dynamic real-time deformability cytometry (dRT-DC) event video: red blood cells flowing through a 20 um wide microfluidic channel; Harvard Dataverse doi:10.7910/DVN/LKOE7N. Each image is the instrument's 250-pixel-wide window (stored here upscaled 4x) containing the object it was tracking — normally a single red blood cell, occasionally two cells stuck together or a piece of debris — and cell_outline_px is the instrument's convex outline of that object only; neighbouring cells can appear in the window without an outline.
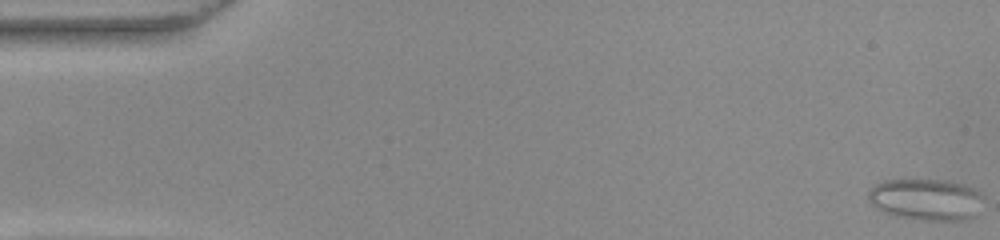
{"species": "common noctule bat (a hibernating species)", "species_latin": "Nyctalus noctula", "temperature_condition": "warm", "stored_images_in_passage": 53, "camera_frame_rate_fps": 3000, "um_per_image_px": 0.085, "animal": {"sex": "female", "body_mass_g": 22.0, "forearm_length_mm": 56.7}, "frame": {"image": 1, "passage_image": 1, "time_ms": 0.0, "image_size_px": [1000, 240], "cell_outline_px": [[984, 196], [976, 216], [972, 220], [916, 220], [896, 216], [884, 212], [876, 208], [868, 200], [868, 188], [884, 180], [948, 180], [964, 184], [980, 192]], "centroid_in_image_um": [78.73, 16.96], "position_along_channel_um": 6.3, "area_um2": 28.32}}
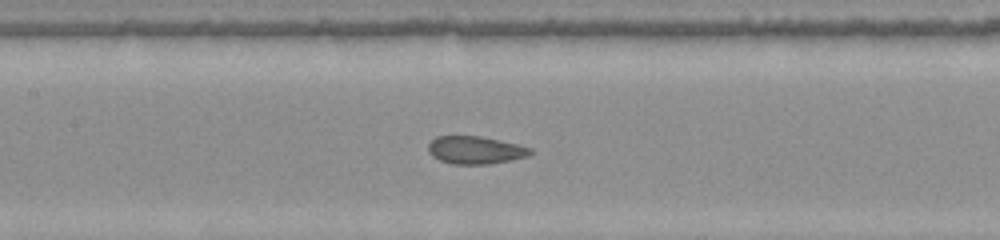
{"frame": {"image": 2, "passage_image": 25, "time_ms": 8.0, "image_size_px": [1000, 240], "cell_outline_px": [[532, 152], [528, 156], [512, 160], [492, 164], [452, 164], [440, 160], [432, 156], [428, 152], [428, 144], [436, 136], [480, 136], [516, 144], [532, 148]], "centroid_in_image_um": [40.39, 12.76], "position_along_channel_um": 167.0, "area_um2": 16.53}}
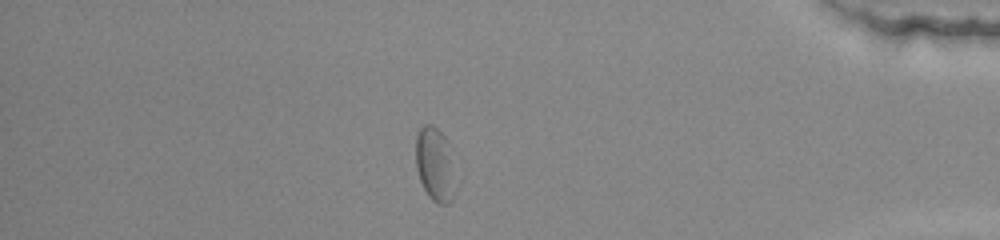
{"frame": {"image": 3, "passage_image": 46, "time_ms": 15.0, "image_size_px": [1000, 240], "cell_outline_px": [[456, 196], [448, 204], [440, 204], [432, 200], [428, 196], [420, 180], [416, 168], [416, 136], [420, 128], [424, 124], [432, 124], [444, 136], [456, 188]], "centroid_in_image_um": [36.94, 14.03], "position_along_channel_um": 398.3, "area_um2": 16.7}, "authors_computed_cell_mechanics": {"area_um2": 17.629, "velocity_mm_per_s": 3.8468, "shape_relaxation_time_tau1_ms": null, "shape_relaxation_time_tau2_ms": 0.8994, "deformation_change_tau1": null, "deformation_change_tau2": 0.0718}}